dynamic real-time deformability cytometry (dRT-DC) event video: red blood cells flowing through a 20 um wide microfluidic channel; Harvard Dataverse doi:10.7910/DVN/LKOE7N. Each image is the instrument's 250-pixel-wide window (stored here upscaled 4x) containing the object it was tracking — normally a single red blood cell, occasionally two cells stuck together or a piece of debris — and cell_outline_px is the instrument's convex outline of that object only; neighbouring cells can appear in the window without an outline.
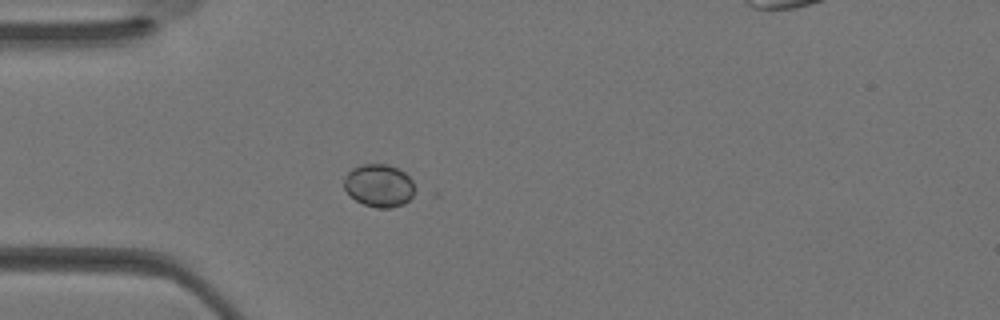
{"species": "Egyptian fruit bat (a non-hibernating species)", "species_latin": "Rousettus aegyptiacus", "temperature_condition": "warm", "stored_images_in_passage": 17, "camera_frame_rate_fps": 3000, "um_per_image_px": 0.085, "animal": {"sex": "female"}, "frame": {"image": 1, "passage_image": 5, "time_ms": 1.333, "image_size_px": [1000, 320], "cell_outline_px": [[412, 196], [404, 204], [392, 208], [376, 208], [364, 204], [356, 200], [344, 188], [344, 176], [352, 168], [360, 164], [388, 164], [404, 172], [412, 180]], "centroid_in_image_um": [32.19, 15.77], "position_along_channel_um": 52.8, "area_um2": 17.51}}
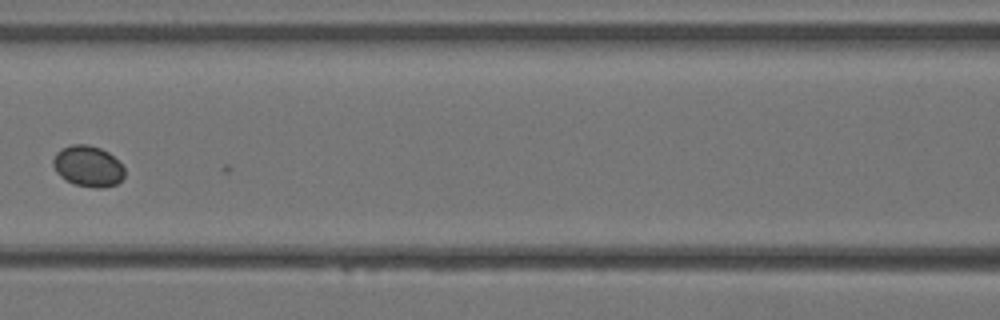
{"frame": {"image": 2, "passage_image": 11, "time_ms": 3.333, "image_size_px": [1000, 320], "cell_outline_px": [[124, 176], [116, 184], [100, 188], [96, 188], [76, 184], [60, 176], [56, 172], [52, 164], [52, 160], [56, 152], [60, 148], [72, 144], [88, 144], [100, 148], [108, 152], [124, 168]], "centroid_in_image_um": [7.44, 14.1], "position_along_channel_um": 159.2, "area_um2": 16.94}}